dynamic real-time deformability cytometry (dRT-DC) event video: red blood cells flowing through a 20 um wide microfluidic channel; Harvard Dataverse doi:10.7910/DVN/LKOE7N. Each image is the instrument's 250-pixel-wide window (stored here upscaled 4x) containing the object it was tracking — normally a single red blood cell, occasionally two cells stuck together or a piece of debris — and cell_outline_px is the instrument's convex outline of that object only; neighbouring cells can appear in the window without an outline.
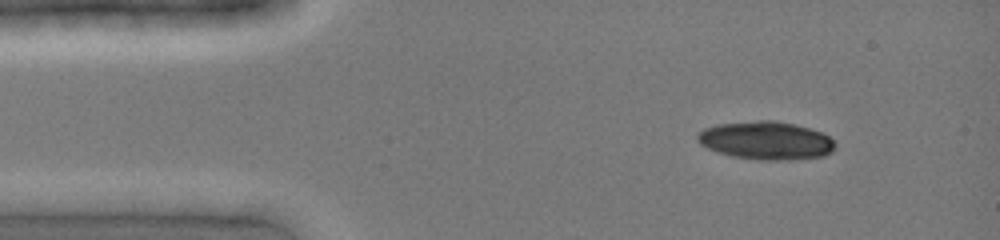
{"species": "common noctule bat (a hibernating species)", "species_latin": "Nyctalus noctula", "temperature_condition": "cold", "stored_images_in_passage": 2, "camera_frame_rate_fps": 3000, "um_per_image_px": 0.085, "animal": {"sex": "female", "body_mass_g": 19.0, "forearm_length_mm": 51.5}, "frame": {"image": 1, "passage_image": 1, "time_ms": 0.0, "image_size_px": [1000, 240], "cell_outline_px": [[836, 144], [832, 152], [824, 156], [792, 160], [760, 160], [732, 156], [716, 152], [700, 144], [696, 140], [696, 136], [704, 128], [716, 124], [756, 120], [772, 120], [792, 124], [808, 128], [820, 132], [828, 136]], "centroid_in_image_um": [65.08, 11.95], "position_along_channel_um": 19.9, "area_um2": 30.69}}